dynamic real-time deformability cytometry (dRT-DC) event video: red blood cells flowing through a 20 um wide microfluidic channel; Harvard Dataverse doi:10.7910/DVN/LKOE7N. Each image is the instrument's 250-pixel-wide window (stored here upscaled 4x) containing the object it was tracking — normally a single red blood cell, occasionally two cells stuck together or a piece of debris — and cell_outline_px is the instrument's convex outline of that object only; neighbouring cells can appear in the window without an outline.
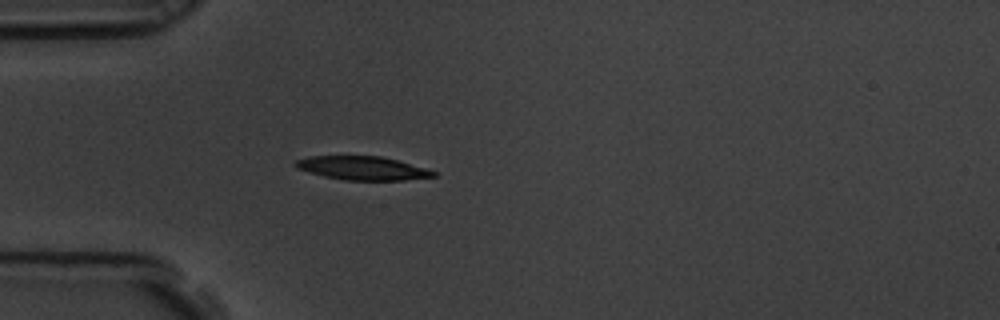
{"species": "common noctule bat (a hibernating species)", "species_latin": "Nyctalus noctula", "temperature_condition": "room temperature", "stored_images_in_passage": 43, "camera_frame_rate_fps": 3000, "um_per_image_px": 0.085, "animal": {"sex": "male", "body_mass_g": 19.5, "forearm_length_mm": 54.6}, "frame": {"image": 1, "passage_image": 1, "time_ms": 0.0, "image_size_px": [1000, 320], "cell_outline_px": [[436, 176], [404, 180], [344, 180], [324, 176], [308, 172], [296, 168], [292, 164], [296, 160], [308, 156], [380, 156], [396, 160], [424, 168], [436, 172]], "centroid_in_image_um": [30.74, 14.29], "position_along_channel_um": 54.3, "area_um2": 18.84}}
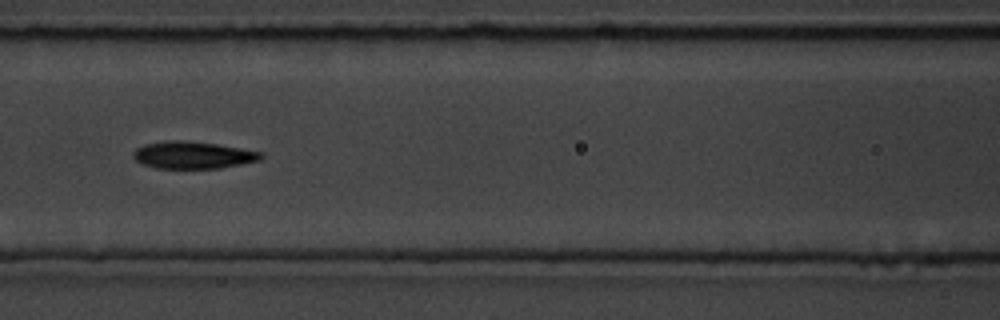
{"frame": {"image": 2, "passage_image": 10, "time_ms": 3.0, "image_size_px": [1000, 320], "cell_outline_px": [[264, 156], [260, 160], [220, 168], [156, 168], [144, 164], [136, 160], [132, 156], [132, 152], [136, 148], [144, 144], [164, 140], [184, 140], [216, 144], [264, 152]], "centroid_in_image_um": [16.39, 13.17], "position_along_channel_um": 150.2, "area_um2": 20.29}}
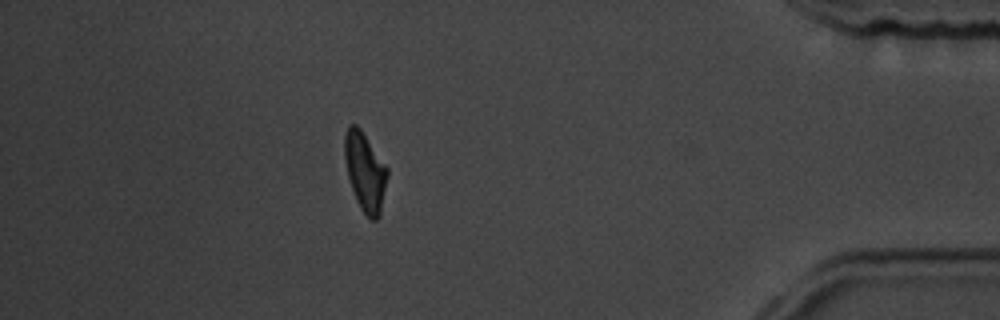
{"frame": {"image": 3, "passage_image": 36, "time_ms": 11.667, "image_size_px": [1000, 320], "cell_outline_px": [[388, 176], [380, 216], [376, 220], [368, 220], [360, 208], [356, 200], [348, 176], [344, 160], [344, 136], [348, 124], [356, 124], [360, 128], [388, 168]], "centroid_in_image_um": [31.03, 14.61], "position_along_channel_um": 404.2, "area_um2": 19.83}, "authors_computed_cell_mechanics": {"area_um2": 19.8832, "velocity_mm_per_s": 3.4598, "shape_relaxation_time_tau1_ms": 3.2821, "shape_relaxation_time_tau2_ms": 2.5697, "deformation_change_tau1": 0.1477, "deformation_change_tau2": 0.0959}}